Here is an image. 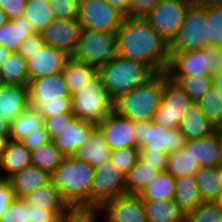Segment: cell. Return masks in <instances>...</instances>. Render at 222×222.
Instances as JSON below:
<instances>
[{
	"mask_svg": "<svg viewBox=\"0 0 222 222\" xmlns=\"http://www.w3.org/2000/svg\"><path fill=\"white\" fill-rule=\"evenodd\" d=\"M116 33L119 56L143 62L155 73L167 71L170 62V44L145 18L126 17Z\"/></svg>",
	"mask_w": 222,
	"mask_h": 222,
	"instance_id": "1",
	"label": "cell"
},
{
	"mask_svg": "<svg viewBox=\"0 0 222 222\" xmlns=\"http://www.w3.org/2000/svg\"><path fill=\"white\" fill-rule=\"evenodd\" d=\"M51 181L74 210L91 209L94 167L72 156H65L50 174Z\"/></svg>",
	"mask_w": 222,
	"mask_h": 222,
	"instance_id": "2",
	"label": "cell"
},
{
	"mask_svg": "<svg viewBox=\"0 0 222 222\" xmlns=\"http://www.w3.org/2000/svg\"><path fill=\"white\" fill-rule=\"evenodd\" d=\"M103 85L113 100L145 84L156 73L145 63L115 55L98 70Z\"/></svg>",
	"mask_w": 222,
	"mask_h": 222,
	"instance_id": "3",
	"label": "cell"
},
{
	"mask_svg": "<svg viewBox=\"0 0 222 222\" xmlns=\"http://www.w3.org/2000/svg\"><path fill=\"white\" fill-rule=\"evenodd\" d=\"M164 89V72L114 100V111L132 121L153 120Z\"/></svg>",
	"mask_w": 222,
	"mask_h": 222,
	"instance_id": "4",
	"label": "cell"
},
{
	"mask_svg": "<svg viewBox=\"0 0 222 222\" xmlns=\"http://www.w3.org/2000/svg\"><path fill=\"white\" fill-rule=\"evenodd\" d=\"M72 113L80 120L100 124L113 110L114 100L103 85L97 71L80 91L72 95Z\"/></svg>",
	"mask_w": 222,
	"mask_h": 222,
	"instance_id": "5",
	"label": "cell"
},
{
	"mask_svg": "<svg viewBox=\"0 0 222 222\" xmlns=\"http://www.w3.org/2000/svg\"><path fill=\"white\" fill-rule=\"evenodd\" d=\"M135 147L139 151L170 154L184 148L186 137L177 129H168L153 120L135 121Z\"/></svg>",
	"mask_w": 222,
	"mask_h": 222,
	"instance_id": "6",
	"label": "cell"
},
{
	"mask_svg": "<svg viewBox=\"0 0 222 222\" xmlns=\"http://www.w3.org/2000/svg\"><path fill=\"white\" fill-rule=\"evenodd\" d=\"M115 55H117V33L84 29L72 58L98 70Z\"/></svg>",
	"mask_w": 222,
	"mask_h": 222,
	"instance_id": "7",
	"label": "cell"
},
{
	"mask_svg": "<svg viewBox=\"0 0 222 222\" xmlns=\"http://www.w3.org/2000/svg\"><path fill=\"white\" fill-rule=\"evenodd\" d=\"M209 47L206 8L192 3L173 42L170 53Z\"/></svg>",
	"mask_w": 222,
	"mask_h": 222,
	"instance_id": "8",
	"label": "cell"
},
{
	"mask_svg": "<svg viewBox=\"0 0 222 222\" xmlns=\"http://www.w3.org/2000/svg\"><path fill=\"white\" fill-rule=\"evenodd\" d=\"M125 18L122 11L106 0H79L78 21L82 30L116 33Z\"/></svg>",
	"mask_w": 222,
	"mask_h": 222,
	"instance_id": "9",
	"label": "cell"
},
{
	"mask_svg": "<svg viewBox=\"0 0 222 222\" xmlns=\"http://www.w3.org/2000/svg\"><path fill=\"white\" fill-rule=\"evenodd\" d=\"M188 94L164 72L162 99L153 121L168 129H177L188 107L193 103Z\"/></svg>",
	"mask_w": 222,
	"mask_h": 222,
	"instance_id": "10",
	"label": "cell"
},
{
	"mask_svg": "<svg viewBox=\"0 0 222 222\" xmlns=\"http://www.w3.org/2000/svg\"><path fill=\"white\" fill-rule=\"evenodd\" d=\"M192 3L193 0H162L145 19L168 44H171Z\"/></svg>",
	"mask_w": 222,
	"mask_h": 222,
	"instance_id": "11",
	"label": "cell"
},
{
	"mask_svg": "<svg viewBox=\"0 0 222 222\" xmlns=\"http://www.w3.org/2000/svg\"><path fill=\"white\" fill-rule=\"evenodd\" d=\"M124 194L126 176L110 160L94 167L91 210H98L106 201Z\"/></svg>",
	"mask_w": 222,
	"mask_h": 222,
	"instance_id": "12",
	"label": "cell"
},
{
	"mask_svg": "<svg viewBox=\"0 0 222 222\" xmlns=\"http://www.w3.org/2000/svg\"><path fill=\"white\" fill-rule=\"evenodd\" d=\"M81 32L82 27L78 18H71L54 19L40 34L45 45L61 50L73 57Z\"/></svg>",
	"mask_w": 222,
	"mask_h": 222,
	"instance_id": "13",
	"label": "cell"
},
{
	"mask_svg": "<svg viewBox=\"0 0 222 222\" xmlns=\"http://www.w3.org/2000/svg\"><path fill=\"white\" fill-rule=\"evenodd\" d=\"M98 211L104 222H147L144 201L137 194H124L106 201Z\"/></svg>",
	"mask_w": 222,
	"mask_h": 222,
	"instance_id": "14",
	"label": "cell"
},
{
	"mask_svg": "<svg viewBox=\"0 0 222 222\" xmlns=\"http://www.w3.org/2000/svg\"><path fill=\"white\" fill-rule=\"evenodd\" d=\"M209 48L170 53L168 76L209 75Z\"/></svg>",
	"mask_w": 222,
	"mask_h": 222,
	"instance_id": "15",
	"label": "cell"
},
{
	"mask_svg": "<svg viewBox=\"0 0 222 222\" xmlns=\"http://www.w3.org/2000/svg\"><path fill=\"white\" fill-rule=\"evenodd\" d=\"M28 94L29 105L33 109L45 101H72L62 73L29 81Z\"/></svg>",
	"mask_w": 222,
	"mask_h": 222,
	"instance_id": "16",
	"label": "cell"
},
{
	"mask_svg": "<svg viewBox=\"0 0 222 222\" xmlns=\"http://www.w3.org/2000/svg\"><path fill=\"white\" fill-rule=\"evenodd\" d=\"M70 58L61 50L48 45L42 46L27 59L29 81L61 73Z\"/></svg>",
	"mask_w": 222,
	"mask_h": 222,
	"instance_id": "17",
	"label": "cell"
},
{
	"mask_svg": "<svg viewBox=\"0 0 222 222\" xmlns=\"http://www.w3.org/2000/svg\"><path fill=\"white\" fill-rule=\"evenodd\" d=\"M98 126L110 150L135 147L134 121L112 111Z\"/></svg>",
	"mask_w": 222,
	"mask_h": 222,
	"instance_id": "18",
	"label": "cell"
},
{
	"mask_svg": "<svg viewBox=\"0 0 222 222\" xmlns=\"http://www.w3.org/2000/svg\"><path fill=\"white\" fill-rule=\"evenodd\" d=\"M21 199L32 207L54 211L60 218L66 217L74 210L52 181L23 195Z\"/></svg>",
	"mask_w": 222,
	"mask_h": 222,
	"instance_id": "19",
	"label": "cell"
},
{
	"mask_svg": "<svg viewBox=\"0 0 222 222\" xmlns=\"http://www.w3.org/2000/svg\"><path fill=\"white\" fill-rule=\"evenodd\" d=\"M96 125L74 117L69 125H66L61 133L54 136L51 141L64 156H72L77 148L82 147L88 141L90 131Z\"/></svg>",
	"mask_w": 222,
	"mask_h": 222,
	"instance_id": "20",
	"label": "cell"
},
{
	"mask_svg": "<svg viewBox=\"0 0 222 222\" xmlns=\"http://www.w3.org/2000/svg\"><path fill=\"white\" fill-rule=\"evenodd\" d=\"M29 107L28 86L11 83L0 86V115L3 119L11 123Z\"/></svg>",
	"mask_w": 222,
	"mask_h": 222,
	"instance_id": "21",
	"label": "cell"
},
{
	"mask_svg": "<svg viewBox=\"0 0 222 222\" xmlns=\"http://www.w3.org/2000/svg\"><path fill=\"white\" fill-rule=\"evenodd\" d=\"M184 149L191 154L200 167L218 166L222 150V140L215 131L210 136L196 140H186Z\"/></svg>",
	"mask_w": 222,
	"mask_h": 222,
	"instance_id": "22",
	"label": "cell"
},
{
	"mask_svg": "<svg viewBox=\"0 0 222 222\" xmlns=\"http://www.w3.org/2000/svg\"><path fill=\"white\" fill-rule=\"evenodd\" d=\"M72 157L91 164L93 167L103 165L111 157V150L105 141L101 128L96 125L89 134L84 146L76 149Z\"/></svg>",
	"mask_w": 222,
	"mask_h": 222,
	"instance_id": "23",
	"label": "cell"
},
{
	"mask_svg": "<svg viewBox=\"0 0 222 222\" xmlns=\"http://www.w3.org/2000/svg\"><path fill=\"white\" fill-rule=\"evenodd\" d=\"M31 164V151L21 141L9 138L0 159L2 179H8Z\"/></svg>",
	"mask_w": 222,
	"mask_h": 222,
	"instance_id": "24",
	"label": "cell"
},
{
	"mask_svg": "<svg viewBox=\"0 0 222 222\" xmlns=\"http://www.w3.org/2000/svg\"><path fill=\"white\" fill-rule=\"evenodd\" d=\"M178 128L186 140L202 139L210 136L216 130V127L205 117L195 101L184 113Z\"/></svg>",
	"mask_w": 222,
	"mask_h": 222,
	"instance_id": "25",
	"label": "cell"
},
{
	"mask_svg": "<svg viewBox=\"0 0 222 222\" xmlns=\"http://www.w3.org/2000/svg\"><path fill=\"white\" fill-rule=\"evenodd\" d=\"M16 198L32 192L51 181V175L35 165H29L22 171L16 172L8 178Z\"/></svg>",
	"mask_w": 222,
	"mask_h": 222,
	"instance_id": "26",
	"label": "cell"
},
{
	"mask_svg": "<svg viewBox=\"0 0 222 222\" xmlns=\"http://www.w3.org/2000/svg\"><path fill=\"white\" fill-rule=\"evenodd\" d=\"M32 34L35 32L25 16L9 19L0 27V45L11 52H16L19 45Z\"/></svg>",
	"mask_w": 222,
	"mask_h": 222,
	"instance_id": "27",
	"label": "cell"
},
{
	"mask_svg": "<svg viewBox=\"0 0 222 222\" xmlns=\"http://www.w3.org/2000/svg\"><path fill=\"white\" fill-rule=\"evenodd\" d=\"M147 222H186V213L174 200L144 201Z\"/></svg>",
	"mask_w": 222,
	"mask_h": 222,
	"instance_id": "28",
	"label": "cell"
},
{
	"mask_svg": "<svg viewBox=\"0 0 222 222\" xmlns=\"http://www.w3.org/2000/svg\"><path fill=\"white\" fill-rule=\"evenodd\" d=\"M175 194L173 200L185 213L194 210L202 202H204L195 175L175 178Z\"/></svg>",
	"mask_w": 222,
	"mask_h": 222,
	"instance_id": "29",
	"label": "cell"
},
{
	"mask_svg": "<svg viewBox=\"0 0 222 222\" xmlns=\"http://www.w3.org/2000/svg\"><path fill=\"white\" fill-rule=\"evenodd\" d=\"M96 72L97 69L95 67L79 62L71 57L66 62L61 73L67 85L68 92L72 96L80 91L85 82H87Z\"/></svg>",
	"mask_w": 222,
	"mask_h": 222,
	"instance_id": "30",
	"label": "cell"
},
{
	"mask_svg": "<svg viewBox=\"0 0 222 222\" xmlns=\"http://www.w3.org/2000/svg\"><path fill=\"white\" fill-rule=\"evenodd\" d=\"M175 178L167 171L159 172L138 195L143 201L173 200Z\"/></svg>",
	"mask_w": 222,
	"mask_h": 222,
	"instance_id": "31",
	"label": "cell"
},
{
	"mask_svg": "<svg viewBox=\"0 0 222 222\" xmlns=\"http://www.w3.org/2000/svg\"><path fill=\"white\" fill-rule=\"evenodd\" d=\"M3 83L20 84L28 86L29 74L27 59L17 52H12L0 69Z\"/></svg>",
	"mask_w": 222,
	"mask_h": 222,
	"instance_id": "32",
	"label": "cell"
},
{
	"mask_svg": "<svg viewBox=\"0 0 222 222\" xmlns=\"http://www.w3.org/2000/svg\"><path fill=\"white\" fill-rule=\"evenodd\" d=\"M196 183L204 201H216L222 192L218 166L200 167L195 173Z\"/></svg>",
	"mask_w": 222,
	"mask_h": 222,
	"instance_id": "33",
	"label": "cell"
},
{
	"mask_svg": "<svg viewBox=\"0 0 222 222\" xmlns=\"http://www.w3.org/2000/svg\"><path fill=\"white\" fill-rule=\"evenodd\" d=\"M23 16L28 18L35 33H41L56 19L50 8V0H27Z\"/></svg>",
	"mask_w": 222,
	"mask_h": 222,
	"instance_id": "34",
	"label": "cell"
},
{
	"mask_svg": "<svg viewBox=\"0 0 222 222\" xmlns=\"http://www.w3.org/2000/svg\"><path fill=\"white\" fill-rule=\"evenodd\" d=\"M158 172L139 159L126 175V194H139L152 182Z\"/></svg>",
	"mask_w": 222,
	"mask_h": 222,
	"instance_id": "35",
	"label": "cell"
},
{
	"mask_svg": "<svg viewBox=\"0 0 222 222\" xmlns=\"http://www.w3.org/2000/svg\"><path fill=\"white\" fill-rule=\"evenodd\" d=\"M62 152L52 141L31 151V163L51 174L64 159Z\"/></svg>",
	"mask_w": 222,
	"mask_h": 222,
	"instance_id": "36",
	"label": "cell"
},
{
	"mask_svg": "<svg viewBox=\"0 0 222 222\" xmlns=\"http://www.w3.org/2000/svg\"><path fill=\"white\" fill-rule=\"evenodd\" d=\"M44 125L43 118L33 108H28L11 122L9 138L21 141L28 133Z\"/></svg>",
	"mask_w": 222,
	"mask_h": 222,
	"instance_id": "37",
	"label": "cell"
},
{
	"mask_svg": "<svg viewBox=\"0 0 222 222\" xmlns=\"http://www.w3.org/2000/svg\"><path fill=\"white\" fill-rule=\"evenodd\" d=\"M199 168V163H195L191 154L184 148L168 155L166 171L174 178L195 175Z\"/></svg>",
	"mask_w": 222,
	"mask_h": 222,
	"instance_id": "38",
	"label": "cell"
},
{
	"mask_svg": "<svg viewBox=\"0 0 222 222\" xmlns=\"http://www.w3.org/2000/svg\"><path fill=\"white\" fill-rule=\"evenodd\" d=\"M174 80L189 96L192 101L200 99L213 87V75L202 76H168Z\"/></svg>",
	"mask_w": 222,
	"mask_h": 222,
	"instance_id": "39",
	"label": "cell"
},
{
	"mask_svg": "<svg viewBox=\"0 0 222 222\" xmlns=\"http://www.w3.org/2000/svg\"><path fill=\"white\" fill-rule=\"evenodd\" d=\"M201 112L216 127L222 121V101L211 87L200 99L196 101Z\"/></svg>",
	"mask_w": 222,
	"mask_h": 222,
	"instance_id": "40",
	"label": "cell"
},
{
	"mask_svg": "<svg viewBox=\"0 0 222 222\" xmlns=\"http://www.w3.org/2000/svg\"><path fill=\"white\" fill-rule=\"evenodd\" d=\"M222 210L216 201H204L186 213V222H221Z\"/></svg>",
	"mask_w": 222,
	"mask_h": 222,
	"instance_id": "41",
	"label": "cell"
},
{
	"mask_svg": "<svg viewBox=\"0 0 222 222\" xmlns=\"http://www.w3.org/2000/svg\"><path fill=\"white\" fill-rule=\"evenodd\" d=\"M209 46L222 48V6L206 8Z\"/></svg>",
	"mask_w": 222,
	"mask_h": 222,
	"instance_id": "42",
	"label": "cell"
},
{
	"mask_svg": "<svg viewBox=\"0 0 222 222\" xmlns=\"http://www.w3.org/2000/svg\"><path fill=\"white\" fill-rule=\"evenodd\" d=\"M139 159L137 147L114 149L110 161L126 176Z\"/></svg>",
	"mask_w": 222,
	"mask_h": 222,
	"instance_id": "43",
	"label": "cell"
},
{
	"mask_svg": "<svg viewBox=\"0 0 222 222\" xmlns=\"http://www.w3.org/2000/svg\"><path fill=\"white\" fill-rule=\"evenodd\" d=\"M0 222H30L28 204L21 198H15L0 217Z\"/></svg>",
	"mask_w": 222,
	"mask_h": 222,
	"instance_id": "44",
	"label": "cell"
},
{
	"mask_svg": "<svg viewBox=\"0 0 222 222\" xmlns=\"http://www.w3.org/2000/svg\"><path fill=\"white\" fill-rule=\"evenodd\" d=\"M72 101H45L39 103L34 109L42 117H52L60 114H73Z\"/></svg>",
	"mask_w": 222,
	"mask_h": 222,
	"instance_id": "45",
	"label": "cell"
},
{
	"mask_svg": "<svg viewBox=\"0 0 222 222\" xmlns=\"http://www.w3.org/2000/svg\"><path fill=\"white\" fill-rule=\"evenodd\" d=\"M56 19L78 18L79 0H50Z\"/></svg>",
	"mask_w": 222,
	"mask_h": 222,
	"instance_id": "46",
	"label": "cell"
},
{
	"mask_svg": "<svg viewBox=\"0 0 222 222\" xmlns=\"http://www.w3.org/2000/svg\"><path fill=\"white\" fill-rule=\"evenodd\" d=\"M162 0H129L125 17L145 18Z\"/></svg>",
	"mask_w": 222,
	"mask_h": 222,
	"instance_id": "47",
	"label": "cell"
},
{
	"mask_svg": "<svg viewBox=\"0 0 222 222\" xmlns=\"http://www.w3.org/2000/svg\"><path fill=\"white\" fill-rule=\"evenodd\" d=\"M74 114H60L52 117L43 118L44 128L50 139L61 133V130L69 125V122L74 118Z\"/></svg>",
	"mask_w": 222,
	"mask_h": 222,
	"instance_id": "48",
	"label": "cell"
},
{
	"mask_svg": "<svg viewBox=\"0 0 222 222\" xmlns=\"http://www.w3.org/2000/svg\"><path fill=\"white\" fill-rule=\"evenodd\" d=\"M139 160L150 165L158 173L164 172L167 168L168 154L139 151Z\"/></svg>",
	"mask_w": 222,
	"mask_h": 222,
	"instance_id": "49",
	"label": "cell"
},
{
	"mask_svg": "<svg viewBox=\"0 0 222 222\" xmlns=\"http://www.w3.org/2000/svg\"><path fill=\"white\" fill-rule=\"evenodd\" d=\"M49 141H51V139L47 134L44 125L41 128L31 131L24 139L21 140L29 151H32Z\"/></svg>",
	"mask_w": 222,
	"mask_h": 222,
	"instance_id": "50",
	"label": "cell"
},
{
	"mask_svg": "<svg viewBox=\"0 0 222 222\" xmlns=\"http://www.w3.org/2000/svg\"><path fill=\"white\" fill-rule=\"evenodd\" d=\"M44 45L45 44L41 34L35 33L28 37L24 42H22L16 52L18 54H21L25 59H28L29 57H31V53L39 50Z\"/></svg>",
	"mask_w": 222,
	"mask_h": 222,
	"instance_id": "51",
	"label": "cell"
},
{
	"mask_svg": "<svg viewBox=\"0 0 222 222\" xmlns=\"http://www.w3.org/2000/svg\"><path fill=\"white\" fill-rule=\"evenodd\" d=\"M27 0H0V8L9 19L24 15Z\"/></svg>",
	"mask_w": 222,
	"mask_h": 222,
	"instance_id": "52",
	"label": "cell"
},
{
	"mask_svg": "<svg viewBox=\"0 0 222 222\" xmlns=\"http://www.w3.org/2000/svg\"><path fill=\"white\" fill-rule=\"evenodd\" d=\"M15 198L16 196L10 181L8 179H0V217Z\"/></svg>",
	"mask_w": 222,
	"mask_h": 222,
	"instance_id": "53",
	"label": "cell"
},
{
	"mask_svg": "<svg viewBox=\"0 0 222 222\" xmlns=\"http://www.w3.org/2000/svg\"><path fill=\"white\" fill-rule=\"evenodd\" d=\"M30 209V222H60V218L54 211L39 209L28 205Z\"/></svg>",
	"mask_w": 222,
	"mask_h": 222,
	"instance_id": "54",
	"label": "cell"
},
{
	"mask_svg": "<svg viewBox=\"0 0 222 222\" xmlns=\"http://www.w3.org/2000/svg\"><path fill=\"white\" fill-rule=\"evenodd\" d=\"M210 54V75H220L222 74V48L216 46H209Z\"/></svg>",
	"mask_w": 222,
	"mask_h": 222,
	"instance_id": "55",
	"label": "cell"
},
{
	"mask_svg": "<svg viewBox=\"0 0 222 222\" xmlns=\"http://www.w3.org/2000/svg\"><path fill=\"white\" fill-rule=\"evenodd\" d=\"M100 214L98 210H73L70 213V222H99L98 216L100 217Z\"/></svg>",
	"mask_w": 222,
	"mask_h": 222,
	"instance_id": "56",
	"label": "cell"
},
{
	"mask_svg": "<svg viewBox=\"0 0 222 222\" xmlns=\"http://www.w3.org/2000/svg\"><path fill=\"white\" fill-rule=\"evenodd\" d=\"M111 6L119 9L125 15L128 11L129 0H106Z\"/></svg>",
	"mask_w": 222,
	"mask_h": 222,
	"instance_id": "57",
	"label": "cell"
},
{
	"mask_svg": "<svg viewBox=\"0 0 222 222\" xmlns=\"http://www.w3.org/2000/svg\"><path fill=\"white\" fill-rule=\"evenodd\" d=\"M193 3L205 8L222 6V0H193Z\"/></svg>",
	"mask_w": 222,
	"mask_h": 222,
	"instance_id": "58",
	"label": "cell"
},
{
	"mask_svg": "<svg viewBox=\"0 0 222 222\" xmlns=\"http://www.w3.org/2000/svg\"><path fill=\"white\" fill-rule=\"evenodd\" d=\"M213 88L216 90L219 99L222 101V74L214 76Z\"/></svg>",
	"mask_w": 222,
	"mask_h": 222,
	"instance_id": "59",
	"label": "cell"
},
{
	"mask_svg": "<svg viewBox=\"0 0 222 222\" xmlns=\"http://www.w3.org/2000/svg\"><path fill=\"white\" fill-rule=\"evenodd\" d=\"M10 125L11 123L8 120L3 119L0 115V136H9L10 135Z\"/></svg>",
	"mask_w": 222,
	"mask_h": 222,
	"instance_id": "60",
	"label": "cell"
},
{
	"mask_svg": "<svg viewBox=\"0 0 222 222\" xmlns=\"http://www.w3.org/2000/svg\"><path fill=\"white\" fill-rule=\"evenodd\" d=\"M11 53L12 52L9 49L4 48L3 46L0 45V69L2 67V64L5 62V60L8 58V56Z\"/></svg>",
	"mask_w": 222,
	"mask_h": 222,
	"instance_id": "61",
	"label": "cell"
},
{
	"mask_svg": "<svg viewBox=\"0 0 222 222\" xmlns=\"http://www.w3.org/2000/svg\"><path fill=\"white\" fill-rule=\"evenodd\" d=\"M8 139H9V136H0V159L2 157V154L4 152V148H5V144Z\"/></svg>",
	"mask_w": 222,
	"mask_h": 222,
	"instance_id": "62",
	"label": "cell"
},
{
	"mask_svg": "<svg viewBox=\"0 0 222 222\" xmlns=\"http://www.w3.org/2000/svg\"><path fill=\"white\" fill-rule=\"evenodd\" d=\"M9 18L6 13L0 8V27L3 26L6 22H8Z\"/></svg>",
	"mask_w": 222,
	"mask_h": 222,
	"instance_id": "63",
	"label": "cell"
},
{
	"mask_svg": "<svg viewBox=\"0 0 222 222\" xmlns=\"http://www.w3.org/2000/svg\"><path fill=\"white\" fill-rule=\"evenodd\" d=\"M218 135L220 136V139L222 140V121L216 126V130H215Z\"/></svg>",
	"mask_w": 222,
	"mask_h": 222,
	"instance_id": "64",
	"label": "cell"
},
{
	"mask_svg": "<svg viewBox=\"0 0 222 222\" xmlns=\"http://www.w3.org/2000/svg\"><path fill=\"white\" fill-rule=\"evenodd\" d=\"M218 176H219V181L222 185V165H218Z\"/></svg>",
	"mask_w": 222,
	"mask_h": 222,
	"instance_id": "65",
	"label": "cell"
},
{
	"mask_svg": "<svg viewBox=\"0 0 222 222\" xmlns=\"http://www.w3.org/2000/svg\"><path fill=\"white\" fill-rule=\"evenodd\" d=\"M216 202L219 204L220 209L222 210V192L219 195L218 199L216 200Z\"/></svg>",
	"mask_w": 222,
	"mask_h": 222,
	"instance_id": "66",
	"label": "cell"
},
{
	"mask_svg": "<svg viewBox=\"0 0 222 222\" xmlns=\"http://www.w3.org/2000/svg\"><path fill=\"white\" fill-rule=\"evenodd\" d=\"M60 222H70V213L64 217Z\"/></svg>",
	"mask_w": 222,
	"mask_h": 222,
	"instance_id": "67",
	"label": "cell"
},
{
	"mask_svg": "<svg viewBox=\"0 0 222 222\" xmlns=\"http://www.w3.org/2000/svg\"><path fill=\"white\" fill-rule=\"evenodd\" d=\"M219 165H222V150H221V156H220Z\"/></svg>",
	"mask_w": 222,
	"mask_h": 222,
	"instance_id": "68",
	"label": "cell"
},
{
	"mask_svg": "<svg viewBox=\"0 0 222 222\" xmlns=\"http://www.w3.org/2000/svg\"><path fill=\"white\" fill-rule=\"evenodd\" d=\"M3 81H2V78L0 77V86L3 85Z\"/></svg>",
	"mask_w": 222,
	"mask_h": 222,
	"instance_id": "69",
	"label": "cell"
}]
</instances>
